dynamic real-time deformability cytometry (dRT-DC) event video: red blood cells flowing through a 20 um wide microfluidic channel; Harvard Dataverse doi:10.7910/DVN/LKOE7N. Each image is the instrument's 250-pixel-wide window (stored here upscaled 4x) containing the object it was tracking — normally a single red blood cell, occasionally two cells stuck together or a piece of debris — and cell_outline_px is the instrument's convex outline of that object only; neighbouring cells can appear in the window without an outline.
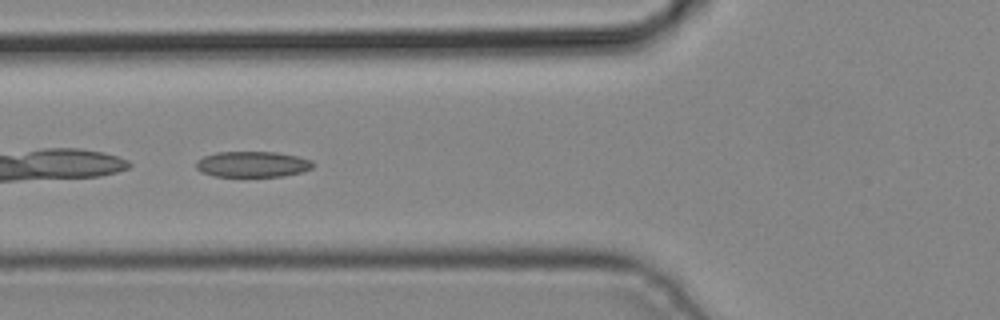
{"species": "common noctule bat (a hibernating species)", "species_latin": "Nyctalus noctula", "temperature_condition": "cold", "stored_images_in_passage": 3, "camera_frame_rate_fps": 3000, "um_per_image_px": 0.085, "animal": {"sex": "male", "body_mass_g": 19.2, "forearm_length_mm": 51.8}, "frame": {"image": 1, "passage_image": 2, "time_ms": 0.333, "image_size_px": [1000, 320], "cell_outline_px": [[316, 164], [312, 168], [300, 172], [284, 176], [212, 176], [200, 172], [196, 168], [196, 160], [204, 156], [216, 152], [276, 152], [296, 156], [312, 160]], "centroid_in_image_um": [21.44, 13.96], "position_along_channel_um": 104.4, "area_um2": 17.63}}
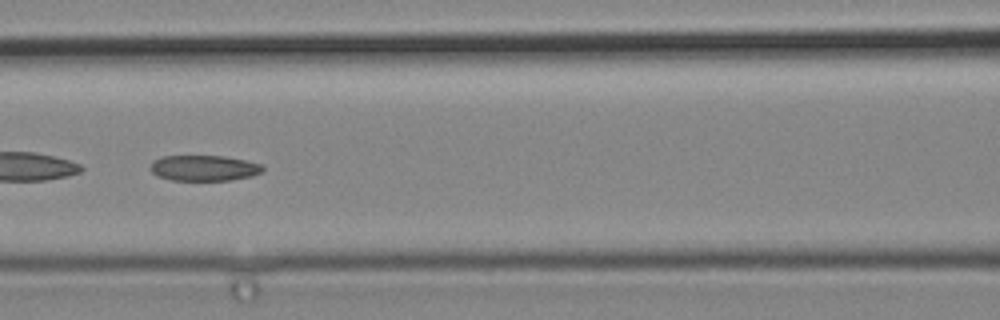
{"frame": {"image": 2, "passage_image": 3, "time_ms": 0.667, "image_size_px": [1000, 320], "cell_outline_px": [[264, 168], [260, 172], [252, 176], [228, 180], [172, 180], [156, 176], [148, 168], [152, 160], [164, 156], [224, 156], [244, 160], [260, 164]], "centroid_in_image_um": [17.27, 14.28], "position_along_channel_um": 149.3, "area_um2": 16.76}}